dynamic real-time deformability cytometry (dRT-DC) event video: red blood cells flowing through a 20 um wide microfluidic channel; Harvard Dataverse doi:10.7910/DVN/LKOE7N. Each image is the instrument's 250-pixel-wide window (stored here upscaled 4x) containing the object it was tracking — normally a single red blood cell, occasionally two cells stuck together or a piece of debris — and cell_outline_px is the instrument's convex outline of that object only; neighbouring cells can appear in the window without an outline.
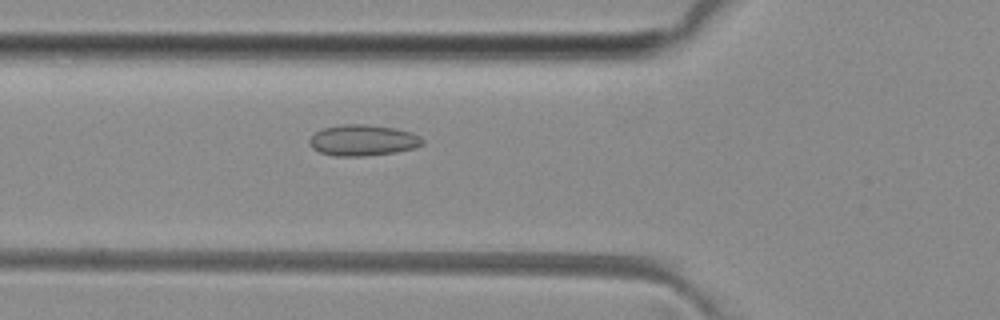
{"species": "common noctule bat (a hibernating species)", "species_latin": "Nyctalus noctula", "temperature_condition": "room temperature", "stored_images_in_passage": 38, "camera_frame_rate_fps": 3000, "um_per_image_px": 0.085, "animal": {"sex": "female", "body_mass_g": 29.2, "forearm_length_mm": 56.3}, "frame": {"image": 1, "passage_image": 6, "time_ms": 1.667, "image_size_px": [1000, 320], "cell_outline_px": [[424, 144], [412, 148], [396, 152], [360, 156], [336, 156], [320, 152], [312, 148], [308, 144], [308, 140], [316, 132], [324, 128], [340, 124], [364, 124], [396, 128], [412, 132], [420, 136], [424, 140]], "centroid_in_image_um": [30.84, 11.91], "position_along_channel_um": 95.0, "area_um2": 20.46}}
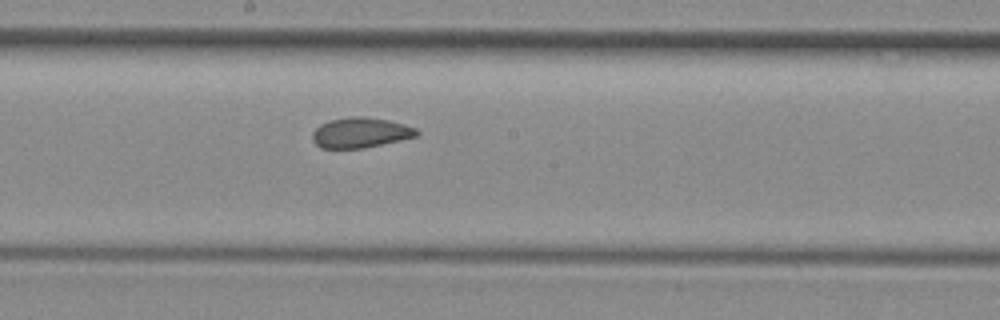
{"frame": {"image": 2, "passage_image": 15, "time_ms": 4.667, "image_size_px": [1000, 320], "cell_outline_px": [[420, 132], [416, 136], [400, 140], [364, 148], [320, 148], [312, 140], [312, 132], [320, 124], [328, 120], [352, 116], [364, 116], [388, 120], [404, 124], [416, 128]], "centroid_in_image_um": [30.62, 11.27], "position_along_channel_um": 217.6, "area_um2": 18.44}}
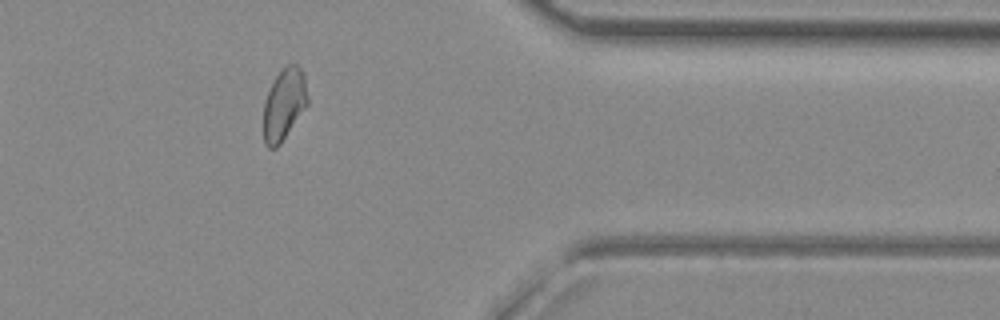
{"frame": {"image": 3, "passage_image": 29, "time_ms": 9.333, "image_size_px": [1000, 320], "cell_outline_px": [[308, 104], [280, 144], [276, 148], [268, 148], [264, 144], [264, 100], [280, 68], [288, 64], [296, 64], [304, 72], [308, 96]], "centroid_in_image_um": [24.15, 8.84], "position_along_channel_um": 387.2, "area_um2": 18.5}, "authors_computed_cell_mechanics": {"area_um2": 18.7561, "velocity_mm_per_s": 4.0844, "shape_relaxation_time_tau1_ms": null, "shape_relaxation_time_tau2_ms": 1.522, "deformation_change_tau1": null, "deformation_change_tau2": 0.0596}}